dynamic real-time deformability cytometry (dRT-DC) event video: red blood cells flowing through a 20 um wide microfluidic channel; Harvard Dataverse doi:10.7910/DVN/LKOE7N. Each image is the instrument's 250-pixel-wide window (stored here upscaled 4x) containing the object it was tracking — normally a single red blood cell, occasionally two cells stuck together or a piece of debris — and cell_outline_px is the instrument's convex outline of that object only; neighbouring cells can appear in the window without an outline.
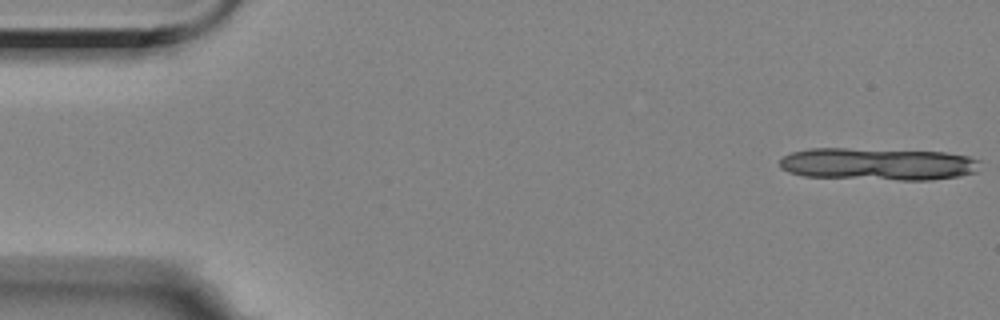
{"species": "Egyptian fruit bat (a non-hibernating species)", "species_latin": "Rousettus aegyptiacus", "temperature_condition": "room temperature", "stored_images_in_passage": 11, "camera_frame_rate_fps": 3000, "um_per_image_px": 0.085, "animal": {"sex": "female"}, "frame": {"image": 1, "passage_image": 1, "time_ms": 0.0, "image_size_px": [1000, 320], "cell_outline_px": [[980, 160], [976, 172], [960, 176], [932, 180], [896, 180], [804, 176], [788, 172], [780, 168], [780, 160], [784, 156], [792, 152], [808, 148], [844, 148], [944, 152], [968, 156]], "centroid_in_image_um": [74.62, 13.94], "position_along_channel_um": 10.4, "area_um2": 37.92}}